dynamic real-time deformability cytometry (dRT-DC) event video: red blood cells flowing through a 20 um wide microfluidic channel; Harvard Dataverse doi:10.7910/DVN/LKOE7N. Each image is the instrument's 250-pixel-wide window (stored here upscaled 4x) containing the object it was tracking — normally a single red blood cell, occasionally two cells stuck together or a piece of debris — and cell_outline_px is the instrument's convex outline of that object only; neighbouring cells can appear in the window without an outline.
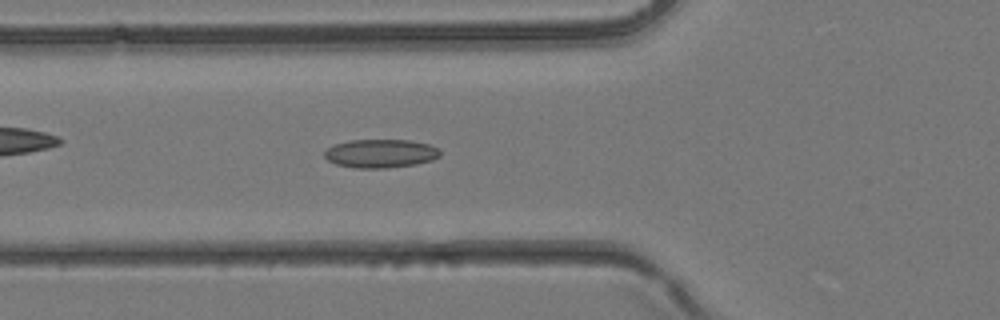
{"species": "common noctule bat (a hibernating species)", "species_latin": "Nyctalus noctula", "temperature_condition": "room temperature", "stored_images_in_passage": 39, "camera_frame_rate_fps": 3000, "um_per_image_px": 0.085, "animal": {"sex": "female", "body_mass_g": 24.6, "forearm_length_mm": 56.2}, "frame": {"image": 1, "passage_image": 14, "time_ms": 4.333, "image_size_px": [1000, 320], "cell_outline_px": [[440, 156], [432, 160], [416, 164], [388, 168], [356, 168], [336, 164], [328, 160], [324, 156], [324, 152], [332, 144], [352, 140], [408, 140], [428, 144], [440, 148]], "centroid_in_image_um": [32.35, 13.04], "position_along_channel_um": 93.4, "area_um2": 19.31}}
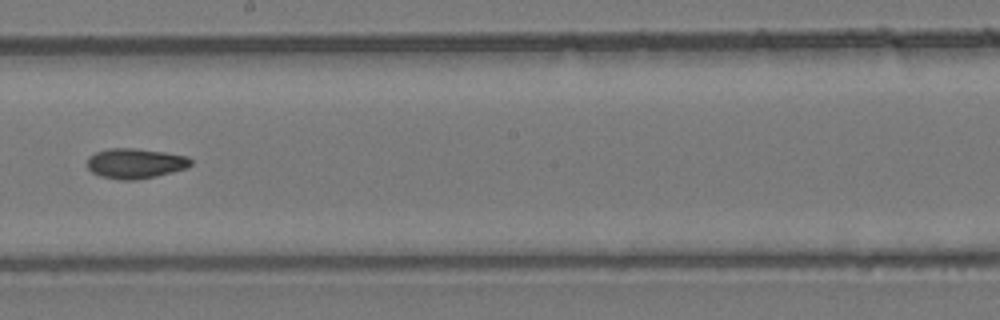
{"frame": {"image": 2, "passage_image": 22, "time_ms": 7.0, "image_size_px": [1000, 320], "cell_outline_px": [[192, 164], [188, 168], [156, 176], [136, 180], [120, 180], [100, 176], [92, 172], [88, 168], [88, 156], [96, 152], [108, 148], [136, 148], [164, 152], [188, 156], [192, 160]], "centroid_in_image_um": [11.51, 13.89], "position_along_channel_um": 236.7, "area_um2": 18.32}}
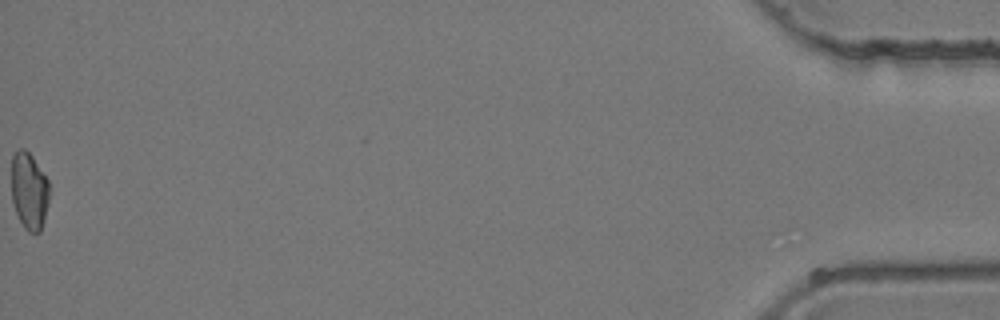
{"frame": {"image": 3, "passage_image": 39, "time_ms": 12.667, "image_size_px": [1000, 320], "cell_outline_px": [[48, 200], [40, 232], [28, 232], [24, 228], [16, 212], [12, 200], [12, 152], [20, 148], [24, 148], [32, 156], [48, 180]], "centroid_in_image_um": [2.45, 16.19], "position_along_channel_um": 432.7, "area_um2": 16.76}}